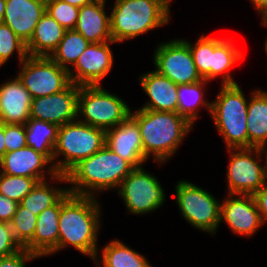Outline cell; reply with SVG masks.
I'll return each mask as SVG.
<instances>
[{
  "instance_id": "ab89813d",
  "label": "cell",
  "mask_w": 267,
  "mask_h": 267,
  "mask_svg": "<svg viewBox=\"0 0 267 267\" xmlns=\"http://www.w3.org/2000/svg\"><path fill=\"white\" fill-rule=\"evenodd\" d=\"M252 196L254 197V200L261 214L263 222L267 221V183H265Z\"/></svg>"
},
{
  "instance_id": "9a60e30c",
  "label": "cell",
  "mask_w": 267,
  "mask_h": 267,
  "mask_svg": "<svg viewBox=\"0 0 267 267\" xmlns=\"http://www.w3.org/2000/svg\"><path fill=\"white\" fill-rule=\"evenodd\" d=\"M106 146L134 168L142 167L147 157L144 155L140 128L129 115L117 126L106 130Z\"/></svg>"
},
{
  "instance_id": "7c38bea8",
  "label": "cell",
  "mask_w": 267,
  "mask_h": 267,
  "mask_svg": "<svg viewBox=\"0 0 267 267\" xmlns=\"http://www.w3.org/2000/svg\"><path fill=\"white\" fill-rule=\"evenodd\" d=\"M156 71L177 85L192 84L203 80L195 66L189 45L182 40H172L154 53Z\"/></svg>"
},
{
  "instance_id": "f35d334b",
  "label": "cell",
  "mask_w": 267,
  "mask_h": 267,
  "mask_svg": "<svg viewBox=\"0 0 267 267\" xmlns=\"http://www.w3.org/2000/svg\"><path fill=\"white\" fill-rule=\"evenodd\" d=\"M19 203L0 193V222L10 223Z\"/></svg>"
},
{
  "instance_id": "ffe728a7",
  "label": "cell",
  "mask_w": 267,
  "mask_h": 267,
  "mask_svg": "<svg viewBox=\"0 0 267 267\" xmlns=\"http://www.w3.org/2000/svg\"><path fill=\"white\" fill-rule=\"evenodd\" d=\"M140 84L150 101L140 109L178 113V85L156 70L140 77Z\"/></svg>"
},
{
  "instance_id": "e575fe53",
  "label": "cell",
  "mask_w": 267,
  "mask_h": 267,
  "mask_svg": "<svg viewBox=\"0 0 267 267\" xmlns=\"http://www.w3.org/2000/svg\"><path fill=\"white\" fill-rule=\"evenodd\" d=\"M79 9L61 0H46V12L66 30L75 29Z\"/></svg>"
},
{
  "instance_id": "83f0119b",
  "label": "cell",
  "mask_w": 267,
  "mask_h": 267,
  "mask_svg": "<svg viewBox=\"0 0 267 267\" xmlns=\"http://www.w3.org/2000/svg\"><path fill=\"white\" fill-rule=\"evenodd\" d=\"M90 43L75 29L66 30L63 39L50 58L60 67L70 70L66 64L75 65L79 56L84 52Z\"/></svg>"
},
{
  "instance_id": "7a4b0ae2",
  "label": "cell",
  "mask_w": 267,
  "mask_h": 267,
  "mask_svg": "<svg viewBox=\"0 0 267 267\" xmlns=\"http://www.w3.org/2000/svg\"><path fill=\"white\" fill-rule=\"evenodd\" d=\"M133 169L128 161L104 145L66 174L67 182L73 185L68 191L74 195L94 196L96 190L119 187Z\"/></svg>"
},
{
  "instance_id": "8992f818",
  "label": "cell",
  "mask_w": 267,
  "mask_h": 267,
  "mask_svg": "<svg viewBox=\"0 0 267 267\" xmlns=\"http://www.w3.org/2000/svg\"><path fill=\"white\" fill-rule=\"evenodd\" d=\"M215 100L210 114L228 149L248 148V102L239 85H222Z\"/></svg>"
},
{
  "instance_id": "ba28073f",
  "label": "cell",
  "mask_w": 267,
  "mask_h": 267,
  "mask_svg": "<svg viewBox=\"0 0 267 267\" xmlns=\"http://www.w3.org/2000/svg\"><path fill=\"white\" fill-rule=\"evenodd\" d=\"M175 188L183 217L193 227L215 234L221 222V203L212 194L188 181H180Z\"/></svg>"
},
{
  "instance_id": "484cf974",
  "label": "cell",
  "mask_w": 267,
  "mask_h": 267,
  "mask_svg": "<svg viewBox=\"0 0 267 267\" xmlns=\"http://www.w3.org/2000/svg\"><path fill=\"white\" fill-rule=\"evenodd\" d=\"M241 52L234 47L231 40L213 38V60L211 80L223 73L222 85L237 84L230 75V67L243 58Z\"/></svg>"
},
{
  "instance_id": "7dc6e473",
  "label": "cell",
  "mask_w": 267,
  "mask_h": 267,
  "mask_svg": "<svg viewBox=\"0 0 267 267\" xmlns=\"http://www.w3.org/2000/svg\"><path fill=\"white\" fill-rule=\"evenodd\" d=\"M265 52H266V54H267V39H266V41H265Z\"/></svg>"
},
{
  "instance_id": "4316f807",
  "label": "cell",
  "mask_w": 267,
  "mask_h": 267,
  "mask_svg": "<svg viewBox=\"0 0 267 267\" xmlns=\"http://www.w3.org/2000/svg\"><path fill=\"white\" fill-rule=\"evenodd\" d=\"M206 82L207 81L203 79L192 84L178 85V113L185 117L192 125L197 119L198 113L196 110L199 105L202 104L206 106L208 111L211 112L212 103H207L203 99L204 91L202 87L207 84Z\"/></svg>"
},
{
  "instance_id": "60d3db41",
  "label": "cell",
  "mask_w": 267,
  "mask_h": 267,
  "mask_svg": "<svg viewBox=\"0 0 267 267\" xmlns=\"http://www.w3.org/2000/svg\"><path fill=\"white\" fill-rule=\"evenodd\" d=\"M6 153V146H5V135H4V124L0 122V159Z\"/></svg>"
},
{
  "instance_id": "ac0fdd59",
  "label": "cell",
  "mask_w": 267,
  "mask_h": 267,
  "mask_svg": "<svg viewBox=\"0 0 267 267\" xmlns=\"http://www.w3.org/2000/svg\"><path fill=\"white\" fill-rule=\"evenodd\" d=\"M32 99L18 77L4 82L0 86V122L25 125L30 119Z\"/></svg>"
},
{
  "instance_id": "e0dca14e",
  "label": "cell",
  "mask_w": 267,
  "mask_h": 267,
  "mask_svg": "<svg viewBox=\"0 0 267 267\" xmlns=\"http://www.w3.org/2000/svg\"><path fill=\"white\" fill-rule=\"evenodd\" d=\"M46 12V0H6L3 23L27 43Z\"/></svg>"
},
{
  "instance_id": "7bdbcfd3",
  "label": "cell",
  "mask_w": 267,
  "mask_h": 267,
  "mask_svg": "<svg viewBox=\"0 0 267 267\" xmlns=\"http://www.w3.org/2000/svg\"><path fill=\"white\" fill-rule=\"evenodd\" d=\"M251 2L260 13L267 8V0H251Z\"/></svg>"
},
{
  "instance_id": "603a6c76",
  "label": "cell",
  "mask_w": 267,
  "mask_h": 267,
  "mask_svg": "<svg viewBox=\"0 0 267 267\" xmlns=\"http://www.w3.org/2000/svg\"><path fill=\"white\" fill-rule=\"evenodd\" d=\"M66 29L45 12L26 43L28 56L50 57L63 39ZM51 52V53H50Z\"/></svg>"
},
{
  "instance_id": "d590c367",
  "label": "cell",
  "mask_w": 267,
  "mask_h": 267,
  "mask_svg": "<svg viewBox=\"0 0 267 267\" xmlns=\"http://www.w3.org/2000/svg\"><path fill=\"white\" fill-rule=\"evenodd\" d=\"M6 153L27 146L25 125L4 124Z\"/></svg>"
},
{
  "instance_id": "bcb514c9",
  "label": "cell",
  "mask_w": 267,
  "mask_h": 267,
  "mask_svg": "<svg viewBox=\"0 0 267 267\" xmlns=\"http://www.w3.org/2000/svg\"><path fill=\"white\" fill-rule=\"evenodd\" d=\"M266 148H267L266 146H263V147L261 148V150H262V151H265V153H266L265 166H266V168H267V149H266Z\"/></svg>"
},
{
  "instance_id": "5b68a950",
  "label": "cell",
  "mask_w": 267,
  "mask_h": 267,
  "mask_svg": "<svg viewBox=\"0 0 267 267\" xmlns=\"http://www.w3.org/2000/svg\"><path fill=\"white\" fill-rule=\"evenodd\" d=\"M171 0H116L110 16L112 41L123 42L169 22Z\"/></svg>"
},
{
  "instance_id": "f546056e",
  "label": "cell",
  "mask_w": 267,
  "mask_h": 267,
  "mask_svg": "<svg viewBox=\"0 0 267 267\" xmlns=\"http://www.w3.org/2000/svg\"><path fill=\"white\" fill-rule=\"evenodd\" d=\"M67 189H54L45 180L37 182L28 195L19 203L23 208L38 216L45 209L53 206Z\"/></svg>"
},
{
  "instance_id": "277c9868",
  "label": "cell",
  "mask_w": 267,
  "mask_h": 267,
  "mask_svg": "<svg viewBox=\"0 0 267 267\" xmlns=\"http://www.w3.org/2000/svg\"><path fill=\"white\" fill-rule=\"evenodd\" d=\"M106 145V131L78 121L59 126L53 161L59 154L64 160L55 162L48 171L54 180L67 183L66 174L81 160L86 159Z\"/></svg>"
},
{
  "instance_id": "836d02e7",
  "label": "cell",
  "mask_w": 267,
  "mask_h": 267,
  "mask_svg": "<svg viewBox=\"0 0 267 267\" xmlns=\"http://www.w3.org/2000/svg\"><path fill=\"white\" fill-rule=\"evenodd\" d=\"M17 51L20 63L28 56L26 43L5 23H0V66L7 62L14 51Z\"/></svg>"
},
{
  "instance_id": "6da1fadb",
  "label": "cell",
  "mask_w": 267,
  "mask_h": 267,
  "mask_svg": "<svg viewBox=\"0 0 267 267\" xmlns=\"http://www.w3.org/2000/svg\"><path fill=\"white\" fill-rule=\"evenodd\" d=\"M99 207L94 196L74 195L67 191L61 197L58 251L70 244L98 262L96 242L101 215Z\"/></svg>"
},
{
  "instance_id": "ee69618b",
  "label": "cell",
  "mask_w": 267,
  "mask_h": 267,
  "mask_svg": "<svg viewBox=\"0 0 267 267\" xmlns=\"http://www.w3.org/2000/svg\"><path fill=\"white\" fill-rule=\"evenodd\" d=\"M6 7V0H0V23L3 21Z\"/></svg>"
},
{
  "instance_id": "4fadbf2b",
  "label": "cell",
  "mask_w": 267,
  "mask_h": 267,
  "mask_svg": "<svg viewBox=\"0 0 267 267\" xmlns=\"http://www.w3.org/2000/svg\"><path fill=\"white\" fill-rule=\"evenodd\" d=\"M80 85L71 83L61 92L48 96L33 98L30 118L62 126L78 117V94Z\"/></svg>"
},
{
  "instance_id": "8fae6325",
  "label": "cell",
  "mask_w": 267,
  "mask_h": 267,
  "mask_svg": "<svg viewBox=\"0 0 267 267\" xmlns=\"http://www.w3.org/2000/svg\"><path fill=\"white\" fill-rule=\"evenodd\" d=\"M118 189L130 213L145 214L158 209L165 201L158 180L142 167L134 168Z\"/></svg>"
},
{
  "instance_id": "52a82bcc",
  "label": "cell",
  "mask_w": 267,
  "mask_h": 267,
  "mask_svg": "<svg viewBox=\"0 0 267 267\" xmlns=\"http://www.w3.org/2000/svg\"><path fill=\"white\" fill-rule=\"evenodd\" d=\"M77 114L85 119L79 122L106 131L123 122L131 110L121 98L100 85H83L79 89Z\"/></svg>"
},
{
  "instance_id": "2e32d148",
  "label": "cell",
  "mask_w": 267,
  "mask_h": 267,
  "mask_svg": "<svg viewBox=\"0 0 267 267\" xmlns=\"http://www.w3.org/2000/svg\"><path fill=\"white\" fill-rule=\"evenodd\" d=\"M236 196L239 197H229L221 203L220 219L227 222L234 233L251 236L264 222L252 195Z\"/></svg>"
},
{
  "instance_id": "7402d4cb",
  "label": "cell",
  "mask_w": 267,
  "mask_h": 267,
  "mask_svg": "<svg viewBox=\"0 0 267 267\" xmlns=\"http://www.w3.org/2000/svg\"><path fill=\"white\" fill-rule=\"evenodd\" d=\"M105 0H94L79 9L75 30L89 43L112 41L110 16L104 11Z\"/></svg>"
},
{
  "instance_id": "d4e9b609",
  "label": "cell",
  "mask_w": 267,
  "mask_h": 267,
  "mask_svg": "<svg viewBox=\"0 0 267 267\" xmlns=\"http://www.w3.org/2000/svg\"><path fill=\"white\" fill-rule=\"evenodd\" d=\"M25 129L27 146L44 155L52 162L59 126L30 118L25 124Z\"/></svg>"
},
{
  "instance_id": "30bf717a",
  "label": "cell",
  "mask_w": 267,
  "mask_h": 267,
  "mask_svg": "<svg viewBox=\"0 0 267 267\" xmlns=\"http://www.w3.org/2000/svg\"><path fill=\"white\" fill-rule=\"evenodd\" d=\"M231 158L228 166V191L232 197L234 195H253L267 180V168L261 166L257 160H260L261 148H240L229 149ZM253 153H257V158H253ZM252 155V156H251Z\"/></svg>"
},
{
  "instance_id": "f1b7e54d",
  "label": "cell",
  "mask_w": 267,
  "mask_h": 267,
  "mask_svg": "<svg viewBox=\"0 0 267 267\" xmlns=\"http://www.w3.org/2000/svg\"><path fill=\"white\" fill-rule=\"evenodd\" d=\"M103 267H152L144 256L130 249L119 240L103 248Z\"/></svg>"
},
{
  "instance_id": "4dcf8cb0",
  "label": "cell",
  "mask_w": 267,
  "mask_h": 267,
  "mask_svg": "<svg viewBox=\"0 0 267 267\" xmlns=\"http://www.w3.org/2000/svg\"><path fill=\"white\" fill-rule=\"evenodd\" d=\"M185 42L189 45L198 73L204 80L208 82L211 80L213 38L203 35L199 38L194 46H192V44L186 40Z\"/></svg>"
},
{
  "instance_id": "d6a6232c",
  "label": "cell",
  "mask_w": 267,
  "mask_h": 267,
  "mask_svg": "<svg viewBox=\"0 0 267 267\" xmlns=\"http://www.w3.org/2000/svg\"><path fill=\"white\" fill-rule=\"evenodd\" d=\"M36 222L37 216L19 204L10 225L15 239L22 247L33 238Z\"/></svg>"
},
{
  "instance_id": "cb8c5ba5",
  "label": "cell",
  "mask_w": 267,
  "mask_h": 267,
  "mask_svg": "<svg viewBox=\"0 0 267 267\" xmlns=\"http://www.w3.org/2000/svg\"><path fill=\"white\" fill-rule=\"evenodd\" d=\"M248 148H262L267 144V92L252 93L247 109Z\"/></svg>"
},
{
  "instance_id": "74e56055",
  "label": "cell",
  "mask_w": 267,
  "mask_h": 267,
  "mask_svg": "<svg viewBox=\"0 0 267 267\" xmlns=\"http://www.w3.org/2000/svg\"><path fill=\"white\" fill-rule=\"evenodd\" d=\"M35 258H38V256L23 248L11 256L0 257V267H25L27 260Z\"/></svg>"
},
{
  "instance_id": "3957f363",
  "label": "cell",
  "mask_w": 267,
  "mask_h": 267,
  "mask_svg": "<svg viewBox=\"0 0 267 267\" xmlns=\"http://www.w3.org/2000/svg\"><path fill=\"white\" fill-rule=\"evenodd\" d=\"M140 128L144 155L154 161H167L191 130L192 124L177 112L138 109L130 114Z\"/></svg>"
},
{
  "instance_id": "f6af8a7d",
  "label": "cell",
  "mask_w": 267,
  "mask_h": 267,
  "mask_svg": "<svg viewBox=\"0 0 267 267\" xmlns=\"http://www.w3.org/2000/svg\"><path fill=\"white\" fill-rule=\"evenodd\" d=\"M261 15L263 18V22L261 24L267 26V8L261 13Z\"/></svg>"
},
{
  "instance_id": "9c48e42d",
  "label": "cell",
  "mask_w": 267,
  "mask_h": 267,
  "mask_svg": "<svg viewBox=\"0 0 267 267\" xmlns=\"http://www.w3.org/2000/svg\"><path fill=\"white\" fill-rule=\"evenodd\" d=\"M21 64L22 68L17 77L32 98L61 92L72 83L69 71L60 67L50 57L27 56Z\"/></svg>"
},
{
  "instance_id": "d6986e66",
  "label": "cell",
  "mask_w": 267,
  "mask_h": 267,
  "mask_svg": "<svg viewBox=\"0 0 267 267\" xmlns=\"http://www.w3.org/2000/svg\"><path fill=\"white\" fill-rule=\"evenodd\" d=\"M61 198L37 216L33 238L23 247L36 256H45L58 250V223Z\"/></svg>"
},
{
  "instance_id": "44dd1931",
  "label": "cell",
  "mask_w": 267,
  "mask_h": 267,
  "mask_svg": "<svg viewBox=\"0 0 267 267\" xmlns=\"http://www.w3.org/2000/svg\"><path fill=\"white\" fill-rule=\"evenodd\" d=\"M49 163L51 162L44 155L25 146L19 150L5 153L0 159V167H2L0 172L12 176L34 178L40 182L45 180L42 169Z\"/></svg>"
},
{
  "instance_id": "5bb4252c",
  "label": "cell",
  "mask_w": 267,
  "mask_h": 267,
  "mask_svg": "<svg viewBox=\"0 0 267 267\" xmlns=\"http://www.w3.org/2000/svg\"><path fill=\"white\" fill-rule=\"evenodd\" d=\"M116 43L107 41L101 43H90L79 56L74 67L75 74L69 70L72 83L76 85H100L112 68L113 54L109 44Z\"/></svg>"
},
{
  "instance_id": "b9f144b4",
  "label": "cell",
  "mask_w": 267,
  "mask_h": 267,
  "mask_svg": "<svg viewBox=\"0 0 267 267\" xmlns=\"http://www.w3.org/2000/svg\"><path fill=\"white\" fill-rule=\"evenodd\" d=\"M61 1H64L70 5H74L76 7L81 8L84 5L92 3L94 0H61Z\"/></svg>"
},
{
  "instance_id": "1f68e13d",
  "label": "cell",
  "mask_w": 267,
  "mask_h": 267,
  "mask_svg": "<svg viewBox=\"0 0 267 267\" xmlns=\"http://www.w3.org/2000/svg\"><path fill=\"white\" fill-rule=\"evenodd\" d=\"M37 182L34 178L12 176L0 172V193L20 203Z\"/></svg>"
},
{
  "instance_id": "8d00e7d4",
  "label": "cell",
  "mask_w": 267,
  "mask_h": 267,
  "mask_svg": "<svg viewBox=\"0 0 267 267\" xmlns=\"http://www.w3.org/2000/svg\"><path fill=\"white\" fill-rule=\"evenodd\" d=\"M23 247L15 239L11 225L8 222H0V257L11 256Z\"/></svg>"
}]
</instances>
